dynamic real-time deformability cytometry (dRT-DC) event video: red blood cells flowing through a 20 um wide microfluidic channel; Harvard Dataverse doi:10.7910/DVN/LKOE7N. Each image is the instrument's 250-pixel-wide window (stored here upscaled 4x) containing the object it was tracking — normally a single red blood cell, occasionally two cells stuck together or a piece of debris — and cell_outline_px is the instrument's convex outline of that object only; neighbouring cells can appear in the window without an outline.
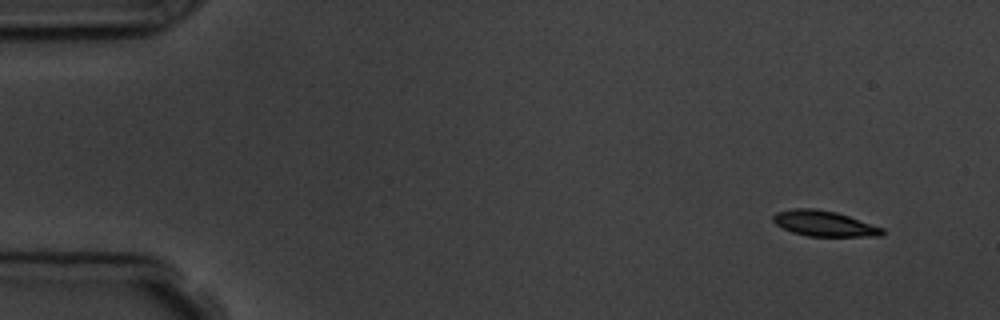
{"species": "common noctule bat (a hibernating species)", "species_latin": "Nyctalus noctula", "temperature_condition": "room temperature", "stored_images_in_passage": 5, "camera_frame_rate_fps": 3000, "um_per_image_px": 0.085, "animal": {"sex": "male", "body_mass_g": 19.5, "forearm_length_mm": 54.6}, "frame": {"image": 1, "passage_image": 1, "time_ms": 0.0, "image_size_px": [1000, 320], "cell_outline_px": [[884, 232], [880, 236], [808, 236], [792, 232], [776, 224], [772, 220], [772, 216], [776, 212], [796, 208], [816, 208], [836, 212], [884, 228]], "centroid_in_image_um": [70.03, 18.99], "position_along_channel_um": 15.0, "area_um2": 16.13}}
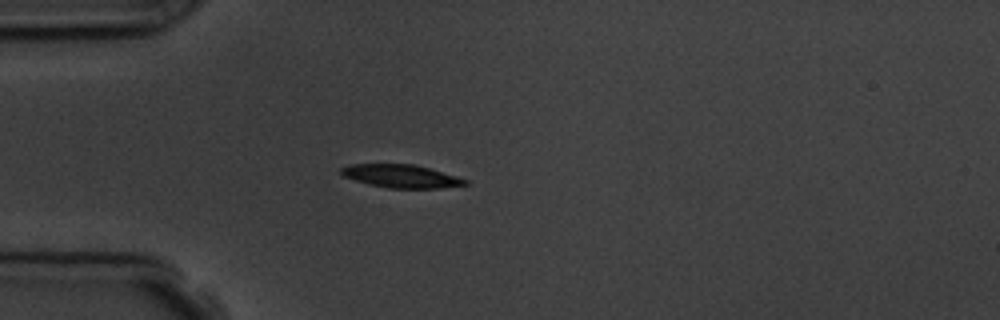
{"frame": {"image": 2, "passage_image": 4, "time_ms": 3.667, "image_size_px": [1000, 320], "cell_outline_px": [[468, 184], [440, 188], [388, 188], [356, 180], [344, 176], [340, 172], [340, 168], [348, 164], [412, 164], [428, 168], [456, 176], [468, 180]], "centroid_in_image_um": [34.09, 14.97], "position_along_channel_um": 50.9, "area_um2": 16.42}}